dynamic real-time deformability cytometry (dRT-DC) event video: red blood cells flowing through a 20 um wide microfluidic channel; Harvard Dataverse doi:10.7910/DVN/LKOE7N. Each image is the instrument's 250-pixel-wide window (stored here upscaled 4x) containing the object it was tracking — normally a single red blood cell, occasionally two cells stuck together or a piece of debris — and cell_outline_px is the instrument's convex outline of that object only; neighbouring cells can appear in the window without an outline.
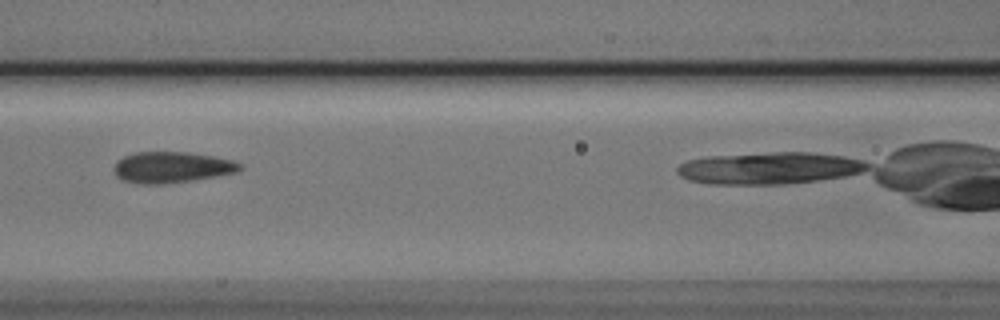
{"species": "Egyptian fruit bat (a non-hibernating species)", "species_latin": "Rousettus aegyptiacus", "temperature_condition": "cold", "stored_images_in_passage": 11, "camera_frame_rate_fps": 3000, "um_per_image_px": 0.085, "animal": {"sex": "male"}, "frame": {"image": 1, "passage_image": 4, "time_ms": 1.0, "image_size_px": [1000, 320], "cell_outline_px": [[244, 168], [236, 172], [216, 176], [192, 180], [160, 184], [140, 184], [120, 180], [116, 176], [112, 168], [116, 160], [124, 156], [136, 152], [188, 152], [212, 156], [232, 160], [244, 164]], "centroid_in_image_um": [14.57, 14.22], "position_along_channel_um": 152.0, "area_um2": 23.0}}
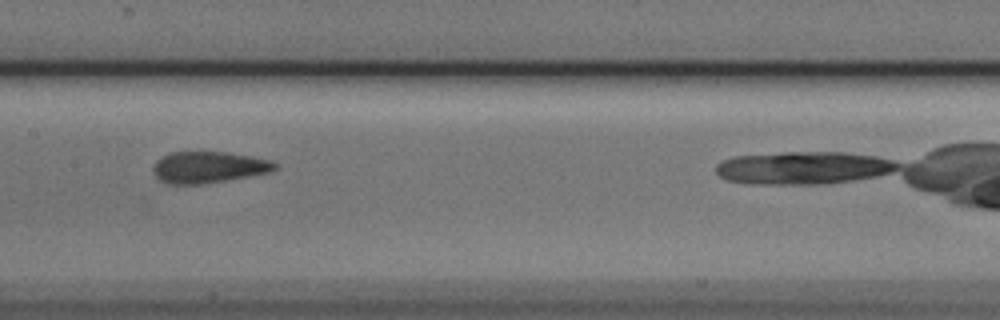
{"frame": {"image": 2, "passage_image": 5, "time_ms": 1.333, "image_size_px": [1000, 320], "cell_outline_px": [[280, 164], [272, 172], [204, 184], [168, 184], [160, 180], [156, 176], [152, 168], [156, 160], [172, 152], [228, 152], [268, 160]], "centroid_in_image_um": [17.73, 14.22], "position_along_channel_um": 189.7, "area_um2": 22.25}}
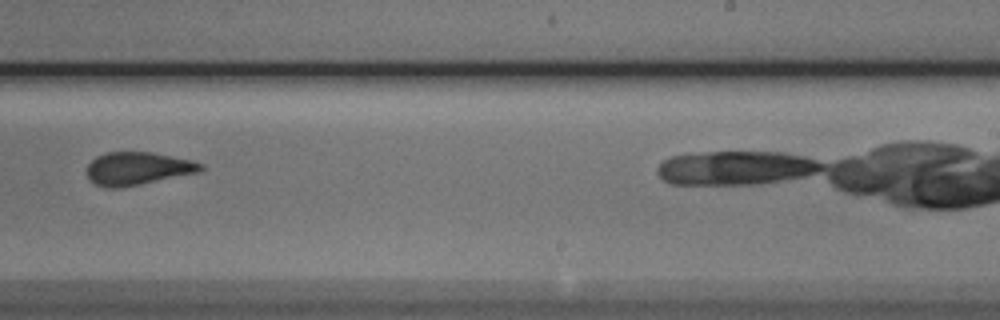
{"frame": {"image": 3, "passage_image": 7, "time_ms": 2.0, "image_size_px": [1000, 320], "cell_outline_px": [[204, 168], [200, 172], [140, 184], [116, 188], [108, 188], [96, 184], [88, 180], [88, 164], [96, 156], [108, 152], [152, 152], [192, 160], [204, 164]], "centroid_in_image_um": [11.72, 14.32], "position_along_channel_um": 277.3, "area_um2": 21.79}}